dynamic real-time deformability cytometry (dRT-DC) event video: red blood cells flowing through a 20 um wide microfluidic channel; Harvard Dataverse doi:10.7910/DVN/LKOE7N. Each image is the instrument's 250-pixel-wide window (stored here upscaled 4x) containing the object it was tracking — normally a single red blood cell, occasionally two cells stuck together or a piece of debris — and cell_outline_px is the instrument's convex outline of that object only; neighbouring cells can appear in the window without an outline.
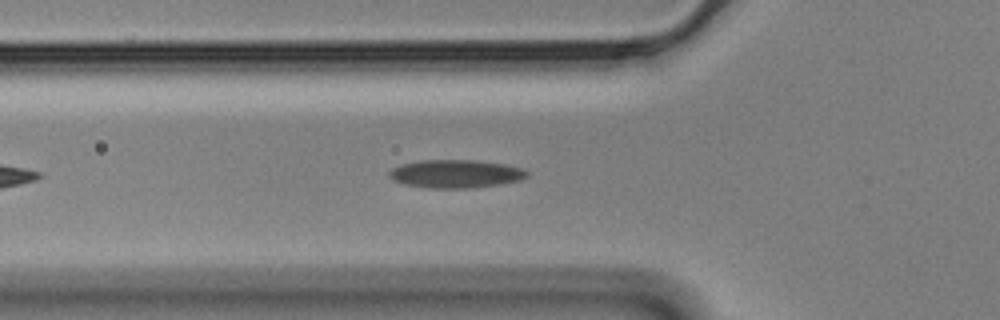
{"species": "Egyptian fruit bat (a non-hibernating species)", "species_latin": "Rousettus aegyptiacus", "temperature_condition": "cold", "stored_images_in_passage": 27, "camera_frame_rate_fps": 3000, "um_per_image_px": 0.085, "animal": {"sex": "male"}, "frame": {"image": 1, "passage_image": 5, "time_ms": 1.333, "image_size_px": [1000, 320], "cell_outline_px": [[528, 176], [520, 180], [500, 184], [468, 188], [432, 188], [404, 184], [392, 180], [388, 176], [388, 172], [392, 168], [400, 164], [420, 160], [472, 160], [504, 164], [520, 168], [528, 172]], "centroid_in_image_um": [38.68, 14.77], "position_along_channel_um": 87.1, "area_um2": 22.54}}
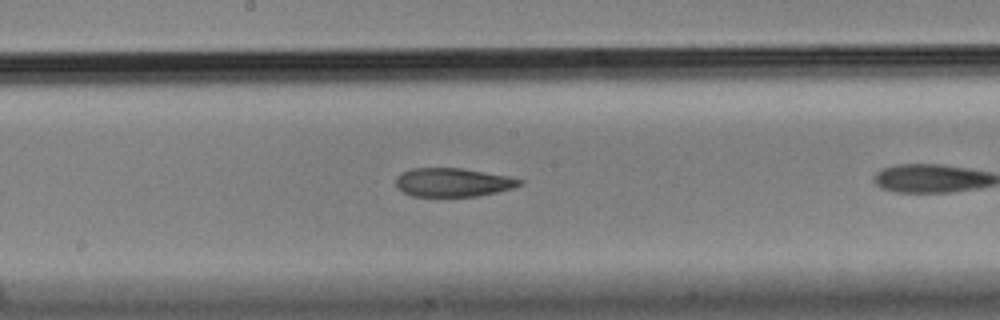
{"frame": {"image": 2, "passage_image": 12, "time_ms": 3.667, "image_size_px": [1000, 320], "cell_outline_px": [[524, 184], [512, 188], [496, 192], [476, 196], [412, 196], [396, 188], [396, 176], [412, 168], [460, 168], [508, 176], [524, 180]], "centroid_in_image_um": [38.5, 15.5], "position_along_channel_um": 209.7, "area_um2": 20.58}}
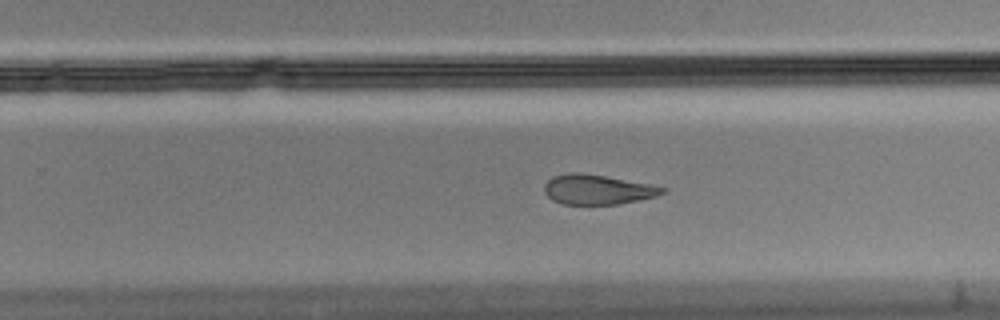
{"frame": {"image": 3, "passage_image": 18, "time_ms": 5.667, "image_size_px": [1000, 320], "cell_outline_px": [[668, 188], [664, 192], [656, 196], [640, 200], [616, 204], [560, 204], [552, 200], [544, 192], [544, 184], [552, 176], [568, 172], [580, 172], [604, 176], [648, 184]], "centroid_in_image_um": [50.74, 16.11], "position_along_channel_um": 279.1, "area_um2": 20.46}}